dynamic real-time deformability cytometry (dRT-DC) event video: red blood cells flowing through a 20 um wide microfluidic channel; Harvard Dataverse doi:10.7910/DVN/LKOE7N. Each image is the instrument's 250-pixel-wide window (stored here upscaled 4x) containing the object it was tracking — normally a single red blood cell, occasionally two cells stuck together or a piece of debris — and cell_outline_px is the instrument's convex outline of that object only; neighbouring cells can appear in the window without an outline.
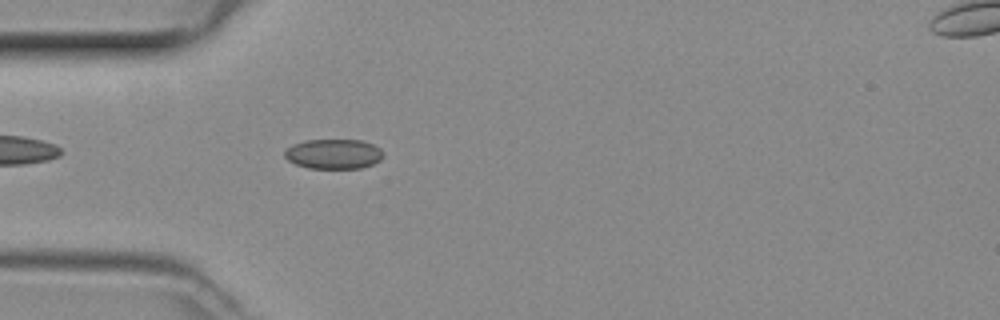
{"species": "common noctule bat (a hibernating species)", "species_latin": "Nyctalus noctula", "temperature_condition": "room temperature", "stored_images_in_passage": 38, "camera_frame_rate_fps": 3000, "um_per_image_px": 0.085, "animal": {"sex": "female", "body_mass_g": 29.2, "forearm_length_mm": 56.3}, "frame": {"image": 1, "passage_image": 4, "time_ms": 1.0, "image_size_px": [1000, 320], "cell_outline_px": [[384, 156], [380, 160], [372, 164], [360, 168], [308, 168], [296, 164], [288, 160], [284, 156], [284, 148], [292, 144], [304, 140], [360, 140], [372, 144], [380, 148], [384, 152]], "centroid_in_image_um": [28.33, 13.08], "position_along_channel_um": 56.7, "area_um2": 17.28}}
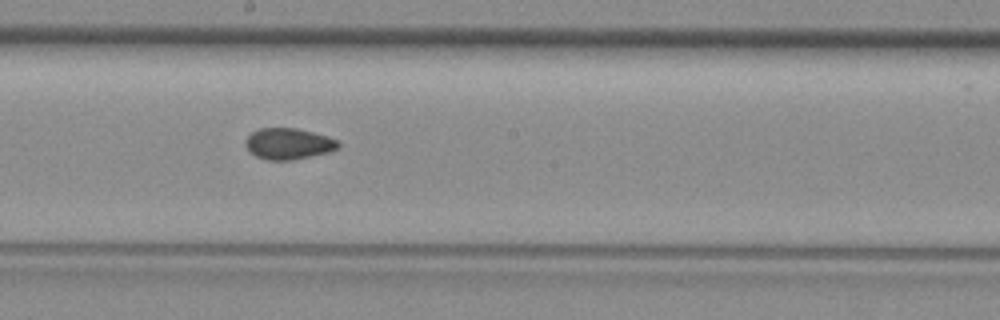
{"frame": {"image": 2, "passage_image": 16, "time_ms": 5.0, "image_size_px": [1000, 320], "cell_outline_px": [[340, 148], [328, 152], [292, 160], [268, 160], [256, 156], [244, 144], [244, 140], [252, 132], [260, 128], [296, 128], [328, 136], [336, 140], [340, 144]], "centroid_in_image_um": [24.52, 12.21], "position_along_channel_um": 223.7, "area_um2": 16.76}}
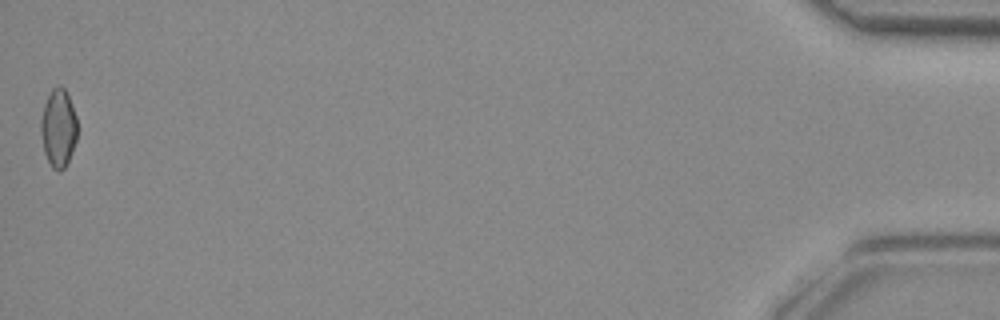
{"frame": {"image": 3, "passage_image": 38, "time_ms": 12.333, "image_size_px": [1000, 320], "cell_outline_px": [[76, 140], [68, 160], [64, 168], [60, 172], [52, 168], [44, 152], [40, 132], [40, 120], [44, 104], [52, 88], [60, 84], [64, 88], [68, 96], [76, 116]], "centroid_in_image_um": [4.94, 10.88], "position_along_channel_um": 430.3, "area_um2": 16.47}}